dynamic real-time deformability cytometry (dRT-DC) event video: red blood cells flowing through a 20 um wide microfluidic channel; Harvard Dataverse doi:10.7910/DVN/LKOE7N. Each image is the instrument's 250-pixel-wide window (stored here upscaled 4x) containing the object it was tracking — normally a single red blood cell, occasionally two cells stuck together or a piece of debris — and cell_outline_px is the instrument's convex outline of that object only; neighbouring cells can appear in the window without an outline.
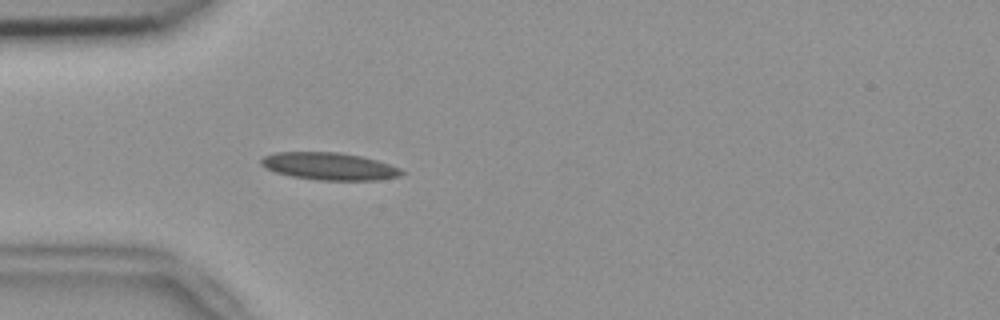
{"species": "common noctule bat (a hibernating species)", "species_latin": "Nyctalus noctula", "temperature_condition": "room temperature", "stored_images_in_passage": 4, "camera_frame_rate_fps": 3000, "um_per_image_px": 0.085, "animal": {"sex": "female", "body_mass_g": 18.4}, "frame": {"image": 1, "passage_image": 4, "time_ms": 1.0, "image_size_px": [1000, 320], "cell_outline_px": [[404, 172], [400, 176], [376, 180], [320, 180], [292, 176], [276, 172], [260, 164], [260, 160], [264, 156], [276, 152], [340, 152], [364, 156], [400, 168]], "centroid_in_image_um": [28.0, 14.12], "position_along_channel_um": 57.0, "area_um2": 22.31}}